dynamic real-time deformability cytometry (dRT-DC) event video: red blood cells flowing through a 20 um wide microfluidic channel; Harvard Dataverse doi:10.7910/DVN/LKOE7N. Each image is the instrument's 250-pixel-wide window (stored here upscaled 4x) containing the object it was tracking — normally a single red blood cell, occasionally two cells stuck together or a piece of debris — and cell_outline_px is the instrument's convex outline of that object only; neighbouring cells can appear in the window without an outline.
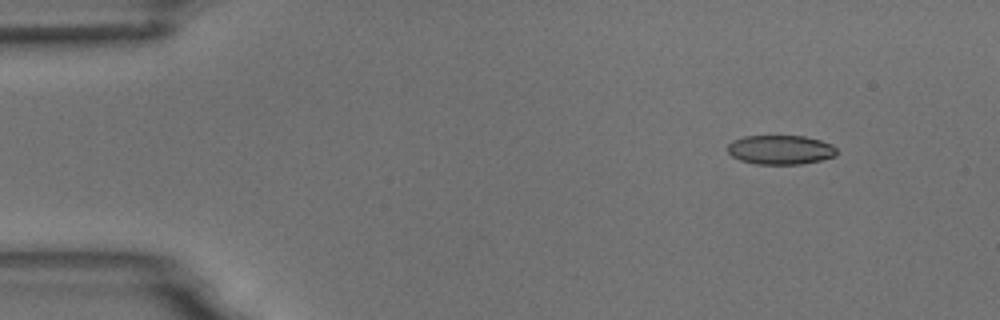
{"species": "common noctule bat (a hibernating species)", "species_latin": "Nyctalus noctula", "temperature_condition": "room temperature", "stored_images_in_passage": 6, "camera_frame_rate_fps": 3000, "um_per_image_px": 0.085, "animal": {"sex": "male", "body_mass_g": 18.8}, "frame": {"image": 1, "passage_image": 1, "time_ms": 0.0, "image_size_px": [1000, 320], "cell_outline_px": [[836, 156], [820, 160], [800, 164], [756, 164], [740, 160], [732, 156], [728, 152], [728, 144], [732, 140], [744, 136], [804, 136], [820, 140], [832, 144], [836, 148]], "centroid_in_image_um": [66.33, 12.73], "position_along_channel_um": 18.7, "area_um2": 18.61}}
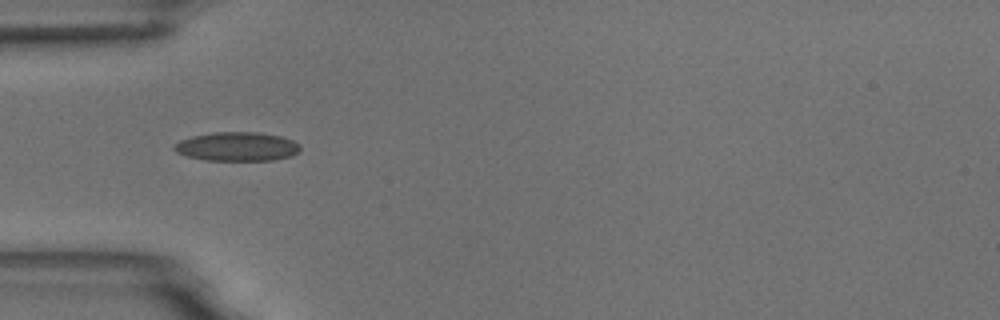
{"frame": {"image": 2, "passage_image": 4, "time_ms": 3.667, "image_size_px": [1000, 320], "cell_outline_px": [[300, 152], [292, 156], [272, 160], [204, 160], [188, 156], [176, 152], [172, 148], [180, 140], [192, 136], [216, 132], [260, 132], [280, 136], [292, 140], [300, 144]], "centroid_in_image_um": [20.18, 12.46], "position_along_channel_um": 64.8, "area_um2": 21.27}}